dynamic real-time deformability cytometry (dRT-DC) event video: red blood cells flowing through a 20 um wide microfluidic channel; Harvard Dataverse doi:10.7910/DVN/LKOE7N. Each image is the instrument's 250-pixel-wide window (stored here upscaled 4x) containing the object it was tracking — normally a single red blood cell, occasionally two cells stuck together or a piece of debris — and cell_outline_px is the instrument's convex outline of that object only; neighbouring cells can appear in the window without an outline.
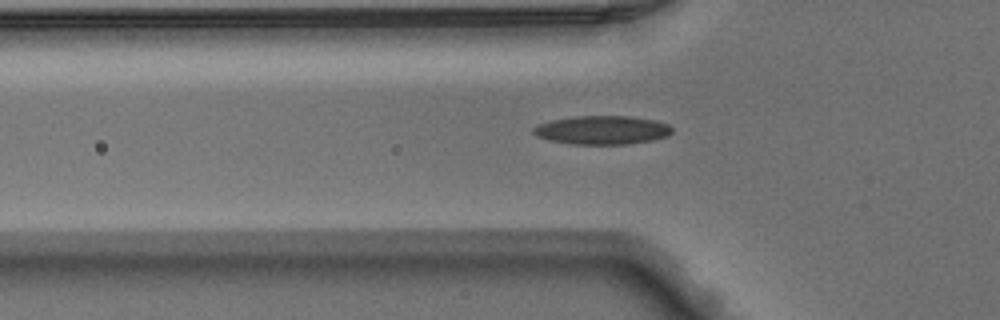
{"species": "Egyptian fruit bat (a non-hibernating species)", "species_latin": "Rousettus aegyptiacus", "temperature_condition": "warm", "stored_images_in_passage": 2, "camera_frame_rate_fps": 3000, "um_per_image_px": 0.085, "animal": {"sex": "male"}, "frame": {"image": 1, "passage_image": 2, "time_ms": 0.333, "image_size_px": [1000, 320], "cell_outline_px": [[672, 132], [668, 136], [652, 140], [628, 144], [572, 144], [548, 140], [536, 136], [532, 132], [532, 128], [536, 124], [552, 120], [576, 116], [628, 116], [656, 120], [668, 124], [672, 128]], "centroid_in_image_um": [51.16, 11.05], "position_along_channel_um": 74.6, "area_um2": 23.29}}